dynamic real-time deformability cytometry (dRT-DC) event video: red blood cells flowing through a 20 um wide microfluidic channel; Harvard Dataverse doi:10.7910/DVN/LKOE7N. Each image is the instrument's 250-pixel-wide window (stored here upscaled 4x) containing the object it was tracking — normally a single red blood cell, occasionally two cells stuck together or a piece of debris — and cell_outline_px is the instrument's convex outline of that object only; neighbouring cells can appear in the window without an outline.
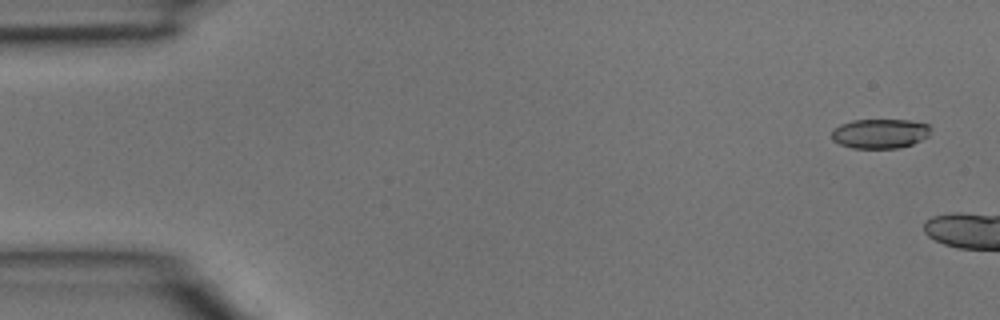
{"species": "common noctule bat (a hibernating species)", "species_latin": "Nyctalus noctula", "temperature_condition": "room temperature", "stored_images_in_passage": 2, "camera_frame_rate_fps": 3000, "um_per_image_px": 0.085, "animal": {"sex": "male", "body_mass_g": 15.6}, "frame": {"image": 1, "passage_image": 2, "time_ms": 0.333, "image_size_px": [1000, 320], "cell_outline_px": [[932, 128], [928, 136], [912, 144], [900, 148], [852, 148], [840, 144], [832, 140], [832, 128], [840, 124], [852, 120], [908, 120], [928, 124]], "centroid_in_image_um": [74.78, 11.35], "position_along_channel_um": 10.2, "area_um2": 17.17}}